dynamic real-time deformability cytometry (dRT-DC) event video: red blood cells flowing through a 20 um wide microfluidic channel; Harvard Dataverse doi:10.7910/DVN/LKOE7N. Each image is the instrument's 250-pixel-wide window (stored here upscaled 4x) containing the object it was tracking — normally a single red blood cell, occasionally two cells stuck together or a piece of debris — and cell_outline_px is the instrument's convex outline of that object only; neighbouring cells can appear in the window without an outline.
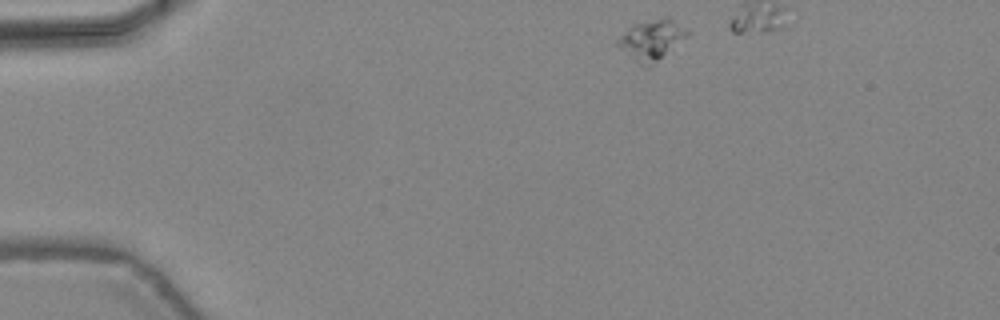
{"species": "common noctule bat (a hibernating species)", "species_latin": "Nyctalus noctula", "temperature_condition": "warm", "stored_images_in_passage": 12, "camera_frame_rate_fps": 3000, "um_per_image_px": 0.085, "animal": {"sex": "female", "body_mass_g": 24.6, "forearm_length_mm": 56.2}, "frame": {"image": 1, "passage_image": 1, "time_ms": 0.0, "image_size_px": [1000, 320], "cell_outline_px": [[692, 32], [688, 36], [648, 68], [644, 68], [616, 44], [616, 40], [620, 36], [636, 24], [660, 16], [668, 16]], "centroid_in_image_um": [55.44, 3.37], "position_along_channel_um": 29.6, "area_um2": 16.18}}
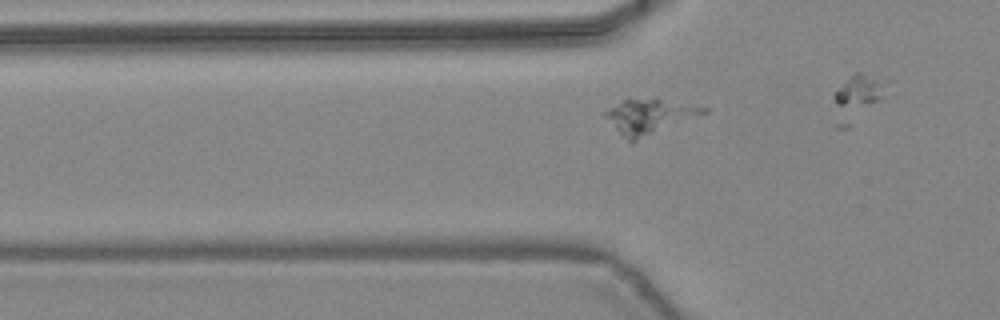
{"frame": {"image": 2, "passage_image": 9, "time_ms": 2.667, "image_size_px": [1000, 320], "cell_outline_px": [[668, 112], [652, 132], [632, 144], [600, 112], [620, 100], [656, 96], [668, 108]], "centroid_in_image_um": [54.07, 9.9], "position_along_channel_um": 71.7, "area_um2": 13.99}}